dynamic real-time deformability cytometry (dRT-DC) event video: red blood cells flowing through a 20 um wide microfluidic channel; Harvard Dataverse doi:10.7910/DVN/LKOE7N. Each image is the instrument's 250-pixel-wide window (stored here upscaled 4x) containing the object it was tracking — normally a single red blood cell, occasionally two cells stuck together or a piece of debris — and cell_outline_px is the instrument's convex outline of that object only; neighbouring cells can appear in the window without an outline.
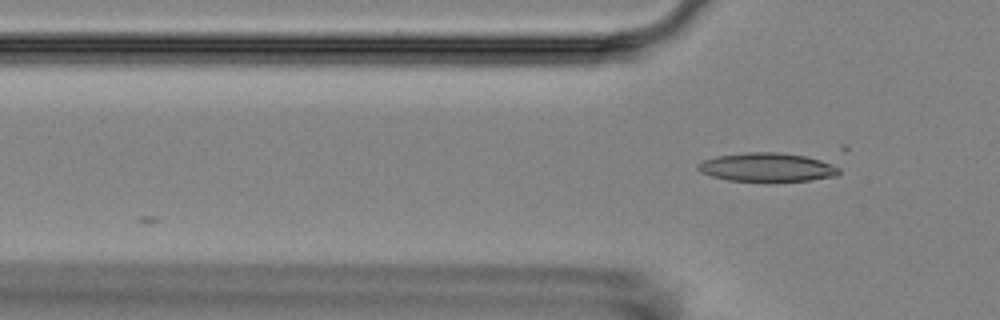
{"species": "Egyptian fruit bat (a non-hibernating species)", "species_latin": "Rousettus aegyptiacus", "temperature_condition": "room temperature", "stored_images_in_passage": 3, "camera_frame_rate_fps": 3000, "um_per_image_px": 0.085, "animal": {"sex": "female"}, "frame": {"image": 1, "passage_image": 3, "time_ms": 3.0, "image_size_px": [1000, 320], "cell_outline_px": [[840, 172], [836, 176], [808, 180], [768, 184], [764, 184], [728, 180], [712, 176], [700, 172], [696, 168], [696, 164], [704, 160], [716, 156], [748, 152], [780, 152], [804, 156], [820, 160], [840, 168]], "centroid_in_image_um": [65.16, 14.26], "position_along_channel_um": 60.6, "area_um2": 24.39}}